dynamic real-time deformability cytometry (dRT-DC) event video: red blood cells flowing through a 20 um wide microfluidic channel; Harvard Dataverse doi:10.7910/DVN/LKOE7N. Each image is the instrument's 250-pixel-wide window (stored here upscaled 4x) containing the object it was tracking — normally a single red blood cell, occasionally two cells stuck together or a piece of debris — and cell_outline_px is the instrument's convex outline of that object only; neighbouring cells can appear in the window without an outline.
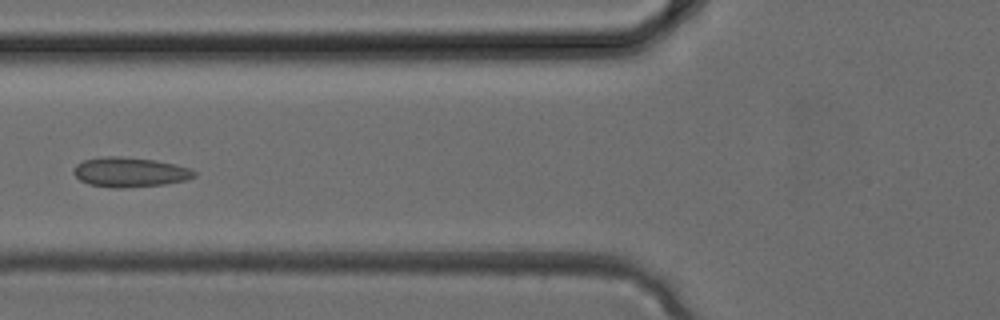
{"species": "common noctule bat (a hibernating species)", "species_latin": "Nyctalus noctula", "temperature_condition": "cold", "stored_images_in_passage": 4, "camera_frame_rate_fps": 3000, "um_per_image_px": 0.085, "animal": {"sex": "female", "body_mass_g": 24.6, "forearm_length_mm": 56.2}, "frame": {"image": 1, "passage_image": 4, "time_ms": 1.0, "image_size_px": [1000, 320], "cell_outline_px": [[196, 176], [188, 180], [164, 184], [124, 188], [116, 188], [88, 184], [80, 180], [72, 172], [76, 164], [84, 160], [104, 156], [120, 156], [152, 160], [172, 164], [188, 168], [196, 172]], "centroid_in_image_um": [11.01, 14.64], "position_along_channel_um": 114.8, "area_um2": 20.75}}